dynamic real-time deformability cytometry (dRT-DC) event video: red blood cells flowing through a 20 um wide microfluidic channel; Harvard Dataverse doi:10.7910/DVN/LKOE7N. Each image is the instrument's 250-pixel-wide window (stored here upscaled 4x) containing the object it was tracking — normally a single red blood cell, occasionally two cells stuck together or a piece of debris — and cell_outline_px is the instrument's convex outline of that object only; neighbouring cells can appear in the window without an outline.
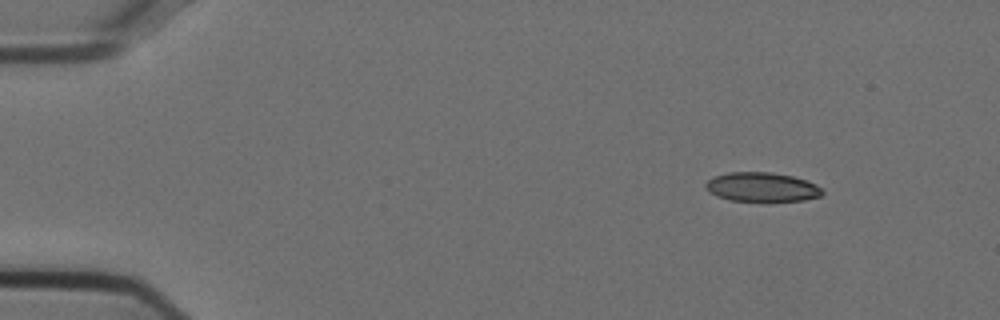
{"species": "Egyptian fruit bat (a non-hibernating species)", "species_latin": "Rousettus aegyptiacus", "temperature_condition": "cold", "stored_images_in_passage": 48, "camera_frame_rate_fps": 3000, "um_per_image_px": 0.085, "animal": {"sex": "female"}, "frame": {"image": 1, "passage_image": 1, "time_ms": 0.0, "image_size_px": [1000, 320], "cell_outline_px": [[824, 192], [820, 196], [804, 200], [728, 200], [716, 196], [708, 192], [704, 188], [704, 184], [712, 176], [728, 172], [772, 172], [792, 176], [816, 184]], "centroid_in_image_um": [64.69, 15.88], "position_along_channel_um": 20.3, "area_um2": 19.77}}
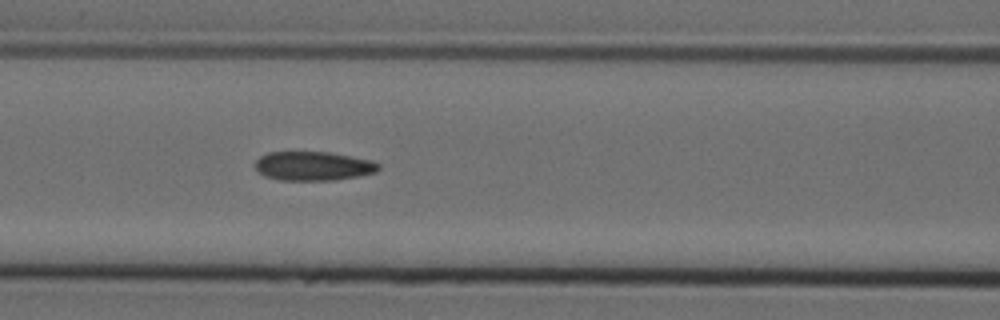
{"frame": {"image": 2, "passage_image": 18, "time_ms": 5.667, "image_size_px": [1000, 320], "cell_outline_px": [[380, 168], [376, 172], [360, 176], [336, 180], [280, 180], [264, 176], [256, 168], [256, 160], [260, 156], [268, 152], [328, 152], [372, 160], [380, 164]], "centroid_in_image_um": [26.65, 14.11], "position_along_channel_um": 139.9, "area_um2": 20.92}}
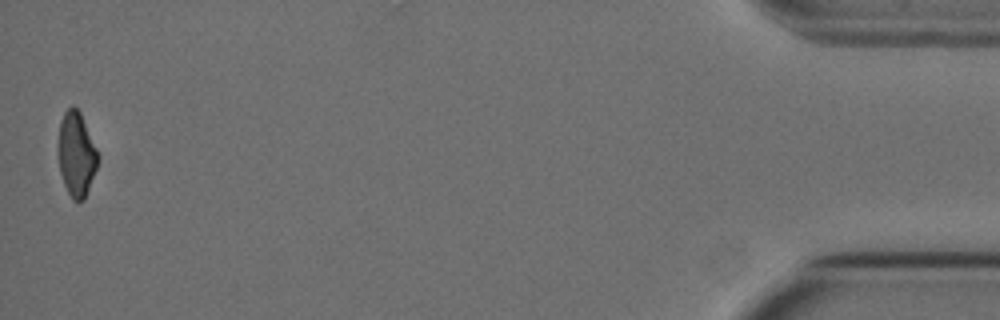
{"frame": {"image": 3, "passage_image": 48, "time_ms": 15.667, "image_size_px": [1000, 320], "cell_outline_px": [[100, 160], [84, 200], [72, 200], [64, 184], [60, 172], [56, 152], [60, 120], [64, 112], [72, 104], [80, 112], [100, 152]], "centroid_in_image_um": [6.5, 13.08], "position_along_channel_um": 428.7, "area_um2": 20.23}, "authors_computed_cell_mechanics": {"area_um2": 21.3282, "velocity_mm_per_s": 3.765, "shape_relaxation_time_tau1_ms": null, "shape_relaxation_time_tau2_ms": 2.4985, "deformation_change_tau1": null, "deformation_change_tau2": 0.1022}}